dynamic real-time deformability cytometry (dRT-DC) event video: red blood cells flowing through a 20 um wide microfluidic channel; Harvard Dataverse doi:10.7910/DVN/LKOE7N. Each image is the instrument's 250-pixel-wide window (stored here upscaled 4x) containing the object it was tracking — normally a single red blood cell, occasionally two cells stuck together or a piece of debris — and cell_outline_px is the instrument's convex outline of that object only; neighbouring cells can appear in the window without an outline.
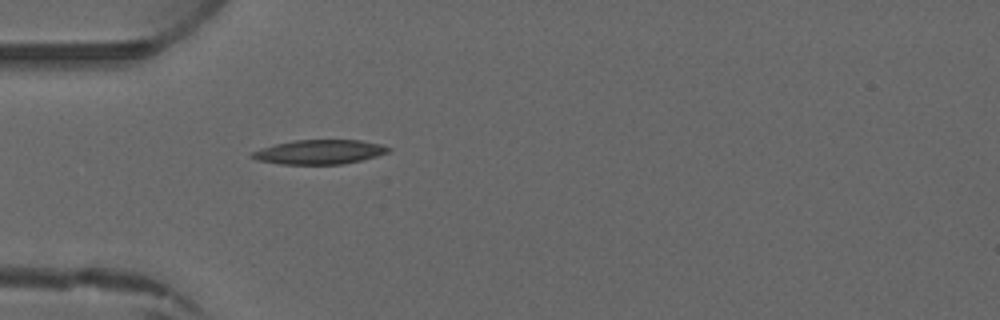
{"species": "common noctule bat (a hibernating species)", "species_latin": "Nyctalus noctula", "temperature_condition": "warm", "stored_images_in_passage": 1, "camera_frame_rate_fps": 3000, "um_per_image_px": 0.085, "animal": {"sex": "male", "forearm_length_mm": 52.5}, "frame": {"image": 1, "passage_image": 1, "time_ms": 0.0, "image_size_px": [1000, 320], "cell_outline_px": [[392, 148], [388, 152], [376, 156], [344, 164], [280, 164], [256, 160], [248, 156], [252, 152], [276, 144], [296, 140], [360, 140], [380, 144]], "centroid_in_image_um": [27.15, 12.92], "position_along_channel_um": 57.9, "area_um2": 19.19}}